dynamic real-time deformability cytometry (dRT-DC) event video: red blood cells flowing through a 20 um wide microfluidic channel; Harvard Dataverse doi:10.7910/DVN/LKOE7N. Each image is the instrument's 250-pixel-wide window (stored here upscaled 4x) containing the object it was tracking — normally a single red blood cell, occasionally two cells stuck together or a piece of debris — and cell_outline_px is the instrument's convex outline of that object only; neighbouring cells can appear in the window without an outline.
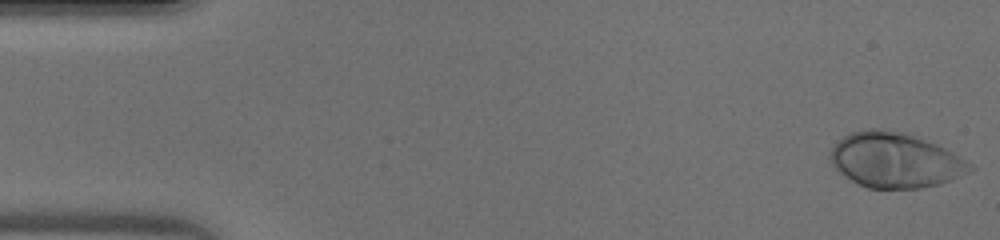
{"species": "human", "species_latin": "Homo sapiens", "temperature_condition": "warm", "stored_images_in_passage": 46, "camera_frame_rate_fps": 3000, "um_per_image_px": 0.085, "donor": {"sex": "male"}, "frame": {"image": 1, "passage_image": 1, "time_ms": 0.0, "image_size_px": [1000, 240], "cell_outline_px": [[976, 168], [952, 180], [940, 184], [920, 188], [868, 188], [852, 180], [840, 172], [832, 164], [832, 148], [848, 132], [864, 128], [880, 128], [904, 132], [936, 144], [952, 152], [972, 164]], "centroid_in_image_um": [76.11, 13.6], "position_along_channel_um": 8.9, "area_um2": 44.51}}
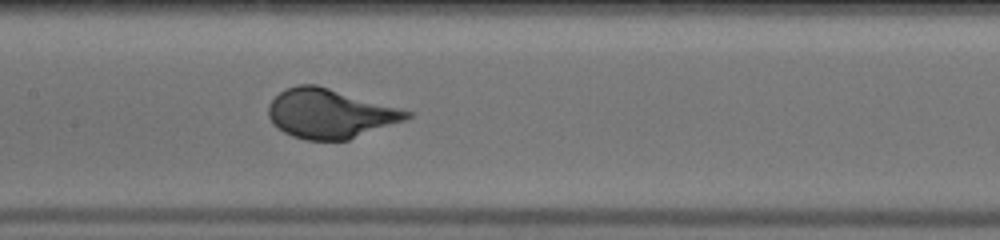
{"frame": {"image": 2, "passage_image": 22, "time_ms": 7.0, "image_size_px": [1000, 240], "cell_outline_px": [[412, 116], [404, 120], [348, 140], [304, 140], [292, 136], [284, 132], [272, 124], [268, 116], [268, 104], [280, 92], [296, 84], [316, 84], [412, 112]], "centroid_in_image_um": [27.99, 9.66], "position_along_channel_um": 179.4, "area_um2": 39.42}}
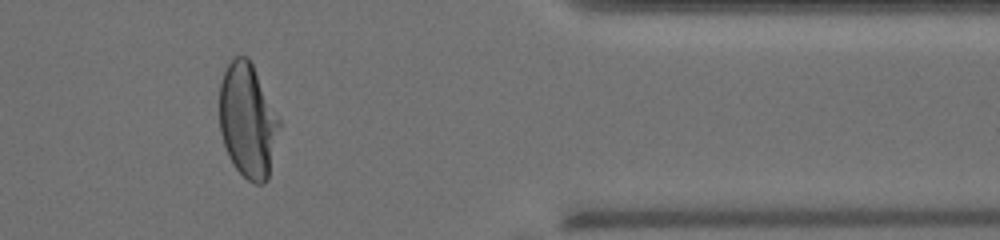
{"frame": {"image": 3, "passage_image": 38, "time_ms": 12.333, "image_size_px": [1000, 240], "cell_outline_px": [[280, 124], [268, 180], [264, 184], [256, 184], [248, 180], [236, 168], [228, 156], [220, 132], [220, 84], [224, 68], [236, 56], [248, 56], [280, 120]], "centroid_in_image_um": [21.05, 10.26], "position_along_channel_um": 390.4, "area_um2": 39.59}}